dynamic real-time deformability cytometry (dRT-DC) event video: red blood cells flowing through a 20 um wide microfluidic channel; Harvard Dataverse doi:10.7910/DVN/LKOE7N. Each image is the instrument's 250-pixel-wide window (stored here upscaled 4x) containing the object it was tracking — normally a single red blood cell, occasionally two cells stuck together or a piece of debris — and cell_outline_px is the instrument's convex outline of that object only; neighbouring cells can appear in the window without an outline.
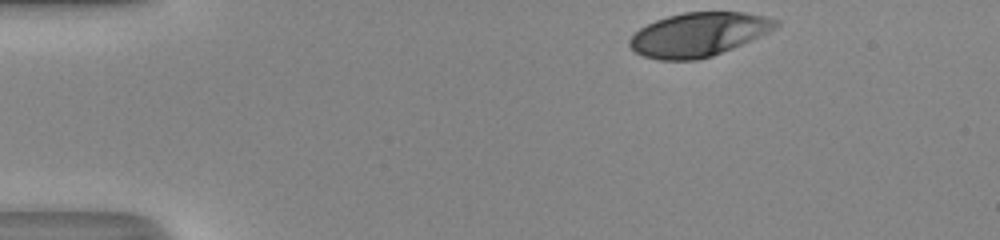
{"species": "human", "species_latin": "Homo sapiens", "temperature_condition": "room temperature", "stored_images_in_passage": 34, "camera_frame_rate_fps": 3000, "um_per_image_px": 0.085, "donor": {"sex": "male"}, "frame": {"image": 1, "passage_image": 1, "time_ms": 0.0, "image_size_px": [1000, 240], "cell_outline_px": [[780, 24], [776, 28], [768, 32], [732, 48], [712, 56], [696, 60], [660, 60], [644, 56], [636, 52], [628, 44], [628, 40], [640, 28], [656, 20], [668, 16], [684, 12], [744, 12], [764, 16], [780, 20]], "centroid_in_image_um": [59.38, 2.92], "position_along_channel_um": 25.6, "area_um2": 37.11}}
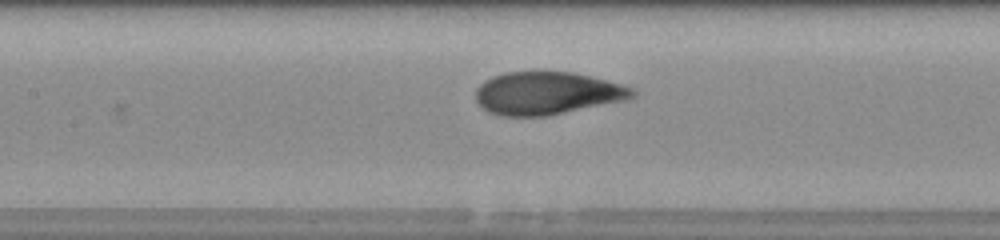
{"frame": {"image": 2, "passage_image": 17, "time_ms": 5.333, "image_size_px": [1000, 240], "cell_outline_px": [[636, 96], [628, 100], [548, 116], [500, 116], [488, 112], [476, 100], [476, 88], [484, 80], [492, 76], [504, 72], [572, 72], [624, 84], [636, 88]], "centroid_in_image_um": [46.55, 7.93], "position_along_channel_um": 160.9, "area_um2": 39.48}}
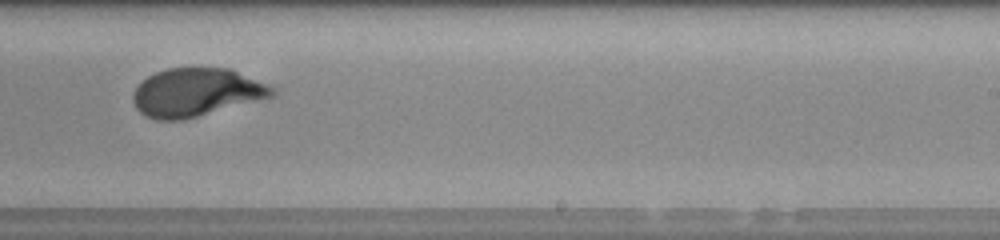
{"frame": {"image": 3, "passage_image": 25, "time_ms": 8.0, "image_size_px": [1000, 240], "cell_outline_px": [[276, 96], [184, 120], [156, 120], [144, 116], [136, 108], [132, 100], [132, 92], [148, 76], [156, 72], [168, 68], [228, 68], [268, 84], [276, 88]], "centroid_in_image_um": [16.69, 7.87], "position_along_channel_um": 272.3, "area_um2": 39.3}, "authors_computed_cell_mechanics": {"area_um2": 39.4774, "velocity_mm_per_s": 4.1977, "shape_relaxation_time_tau1_ms": 5.545, "shape_relaxation_time_tau2_ms": null, "deformation_change_tau1": 0.2408, "deformation_change_tau2": null}}